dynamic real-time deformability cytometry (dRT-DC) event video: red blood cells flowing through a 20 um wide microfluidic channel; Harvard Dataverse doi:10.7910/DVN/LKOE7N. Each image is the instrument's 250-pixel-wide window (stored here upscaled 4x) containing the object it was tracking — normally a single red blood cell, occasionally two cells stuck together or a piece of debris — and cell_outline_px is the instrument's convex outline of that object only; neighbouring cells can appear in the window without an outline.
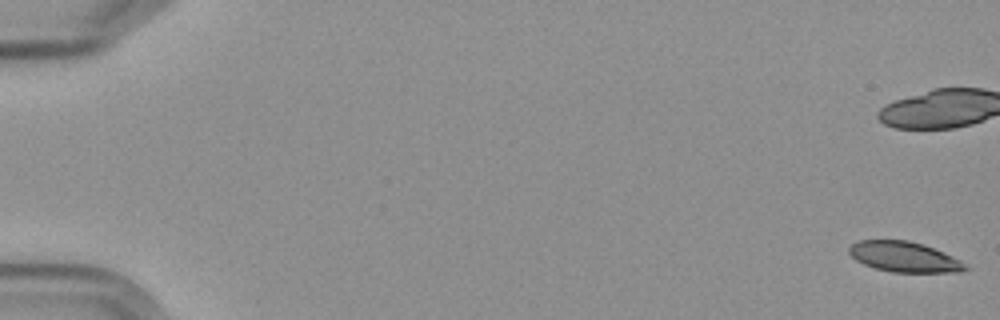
{"species": "Egyptian fruit bat (a non-hibernating species)", "species_latin": "Rousettus aegyptiacus", "temperature_condition": "cold", "stored_images_in_passage": 7, "camera_frame_rate_fps": 3000, "um_per_image_px": 0.085, "frame": {"image": 1, "passage_image": 1, "time_ms": 0.0, "image_size_px": [1000, 320], "cell_outline_px": [[972, 268], [960, 272], [892, 272], [876, 268], [864, 264], [856, 260], [848, 252], [848, 248], [852, 244], [860, 240], [908, 240], [924, 244], [944, 252], [960, 260]], "centroid_in_image_um": [76.9, 21.83], "position_along_channel_um": 8.1, "area_um2": 20.63}}